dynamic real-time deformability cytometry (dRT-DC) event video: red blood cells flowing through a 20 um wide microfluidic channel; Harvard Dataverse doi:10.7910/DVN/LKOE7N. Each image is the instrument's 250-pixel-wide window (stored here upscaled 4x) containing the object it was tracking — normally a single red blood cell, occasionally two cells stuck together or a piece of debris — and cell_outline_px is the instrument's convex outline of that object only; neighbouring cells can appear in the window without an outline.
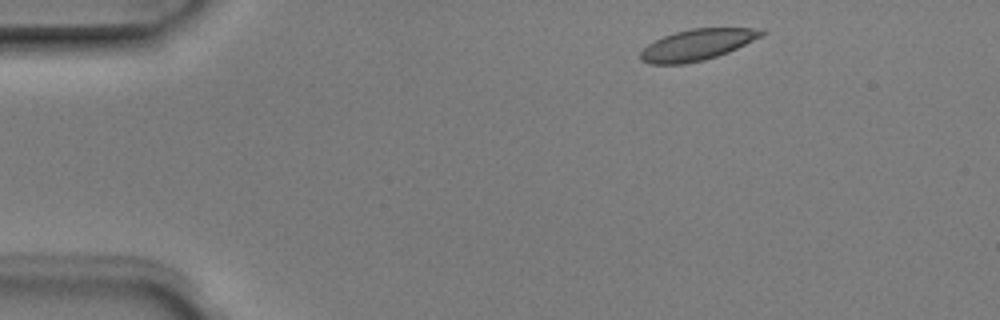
{"species": "Egyptian fruit bat (a non-hibernating species)", "species_latin": "Rousettus aegyptiacus", "temperature_condition": "room temperature", "stored_images_in_passage": 3, "segment_of_instrument_passage": [1, 2], "camera_frame_rate_fps": 3000, "um_per_image_px": 0.085, "animal": {"sex": "male"}, "frame": {"image": 1, "passage_image": 1, "time_ms": 0.0, "image_size_px": [1000, 320], "cell_outline_px": [[768, 32], [764, 36], [728, 52], [704, 60], [684, 64], [652, 64], [640, 60], [640, 52], [648, 44], [664, 36], [676, 32], [692, 28], [764, 28]], "centroid_in_image_um": [59.32, 3.79], "position_along_channel_um": 25.7, "area_um2": 22.02}}